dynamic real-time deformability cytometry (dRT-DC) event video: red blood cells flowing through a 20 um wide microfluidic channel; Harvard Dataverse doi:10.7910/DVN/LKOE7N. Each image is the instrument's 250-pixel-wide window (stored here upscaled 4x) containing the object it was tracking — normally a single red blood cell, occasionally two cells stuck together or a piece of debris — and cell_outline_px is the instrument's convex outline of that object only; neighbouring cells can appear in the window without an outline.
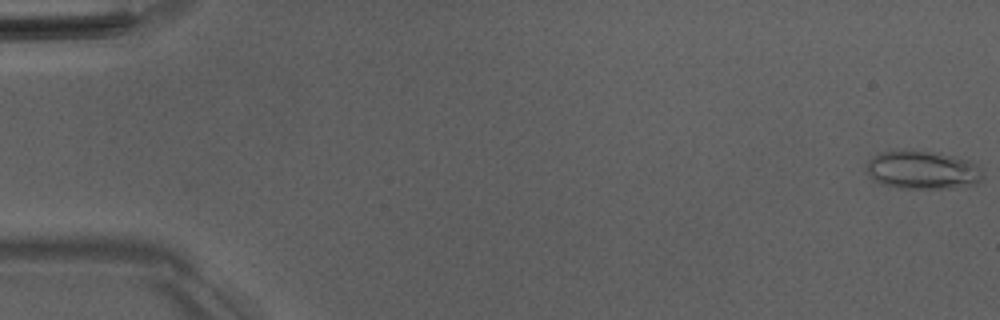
{"species": "Egyptian fruit bat (a non-hibernating species)", "species_latin": "Rousettus aegyptiacus", "temperature_condition": "room temperature", "stored_images_in_passage": 52, "camera_frame_rate_fps": 3000, "um_per_image_px": 0.085, "animal": {"sex": "male"}, "frame": {"image": 1, "passage_image": 1, "time_ms": 0.0, "image_size_px": [1000, 320], "cell_outline_px": [[984, 176], [980, 184], [952, 188], [896, 188], [880, 184], [872, 180], [864, 172], [868, 160], [872, 156], [880, 152], [912, 148], [952, 156], [968, 160], [976, 164]], "centroid_in_image_um": [78.35, 14.45], "position_along_channel_um": 6.6, "area_um2": 26.76}}
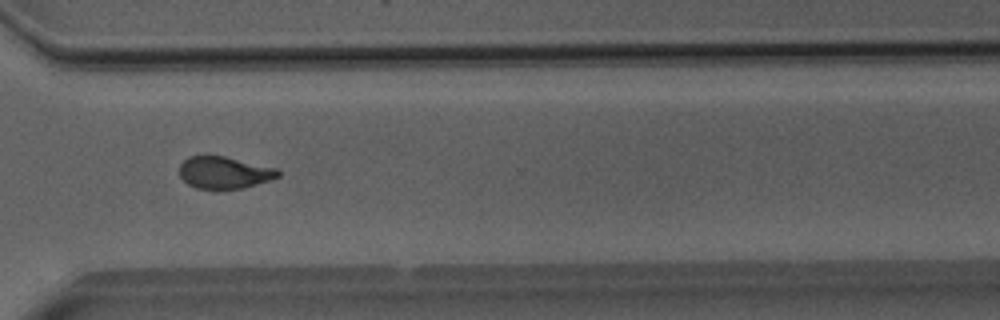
{"frame": {"image": 2, "passage_image": 39, "time_ms": 12.667, "image_size_px": [1000, 320], "cell_outline_px": [[280, 176], [244, 188], [196, 188], [188, 184], [180, 176], [180, 164], [188, 156], [204, 152], [224, 156], [276, 168], [280, 172]], "centroid_in_image_um": [19.01, 14.62], "position_along_channel_um": 351.6, "area_um2": 18.61}}
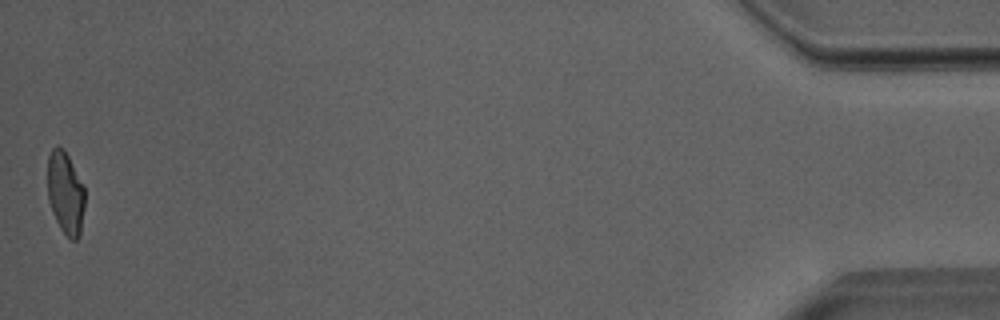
{"frame": {"image": 3, "passage_image": 52, "time_ms": 17.0, "image_size_px": [1000, 320], "cell_outline_px": [[84, 208], [80, 236], [76, 240], [72, 240], [60, 228], [52, 212], [48, 200], [48, 156], [52, 148], [56, 144], [64, 148], [84, 184]], "centroid_in_image_um": [5.57, 16.36], "position_along_channel_um": 429.6, "area_um2": 18.15}, "authors_computed_cell_mechanics": {"area_um2": 19.2763, "velocity_mm_per_s": 3.9962, "shape_relaxation_time_tau1_ms": 6.3868, "shape_relaxation_time_tau2_ms": 1.6153, "deformation_change_tau1": 0.2007, "deformation_change_tau2": 0.0839}}